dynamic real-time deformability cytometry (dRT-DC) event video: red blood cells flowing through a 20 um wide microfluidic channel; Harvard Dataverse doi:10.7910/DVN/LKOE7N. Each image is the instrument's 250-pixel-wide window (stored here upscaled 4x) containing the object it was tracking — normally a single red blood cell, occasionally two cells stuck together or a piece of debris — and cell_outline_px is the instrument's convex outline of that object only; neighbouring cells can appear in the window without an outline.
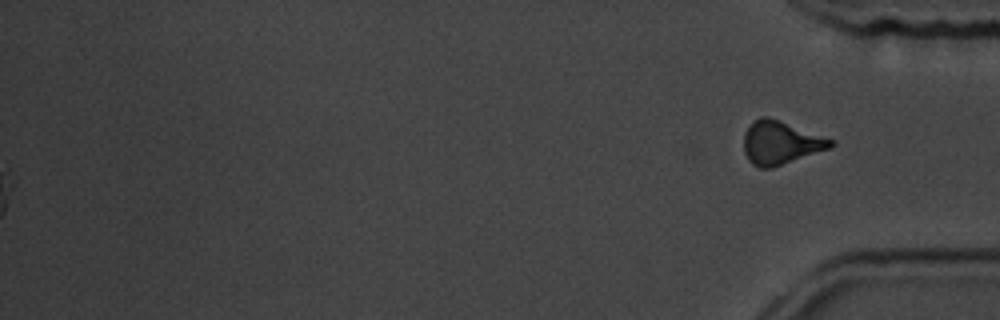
{"species": "common noctule bat (a hibernating species)", "species_latin": "Nyctalus noctula", "temperature_condition": "room temperature", "stored_images_in_passage": 45, "segment_of_instrument_passage": [2, 2], "camera_frame_rate_fps": 3000, "um_per_image_px": 0.085, "animal": {"sex": "male", "body_mass_g": 19.5, "forearm_length_mm": 54.6}, "frame": {"image": 1, "passage_image": 45, "time_ms": 14.667, "image_size_px": [1000, 320], "cell_outline_px": [[836, 144], [832, 148], [772, 168], [760, 168], [752, 164], [748, 160], [744, 152], [744, 132], [760, 116], [768, 116], [836, 140]], "centroid_in_image_um": [66.39, 12.14], "position_along_channel_um": 368.8, "area_um2": 22.14}}